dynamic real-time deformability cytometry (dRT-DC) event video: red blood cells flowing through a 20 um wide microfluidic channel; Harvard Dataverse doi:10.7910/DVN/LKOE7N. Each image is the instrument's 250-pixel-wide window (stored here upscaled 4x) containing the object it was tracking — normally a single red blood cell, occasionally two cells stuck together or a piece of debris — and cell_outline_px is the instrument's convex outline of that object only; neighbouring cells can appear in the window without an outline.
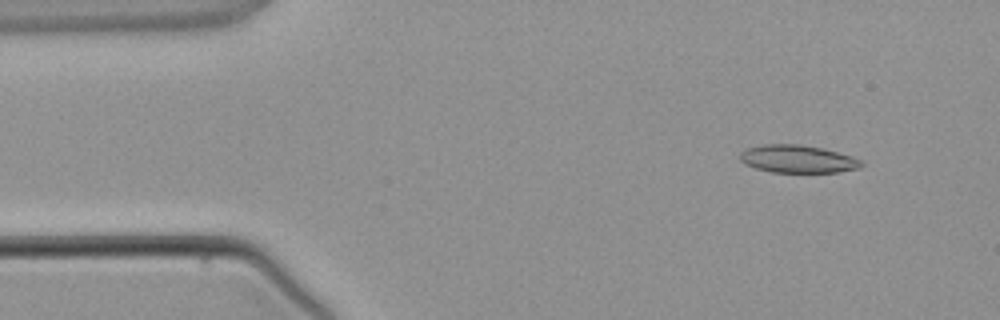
{"species": "common noctule bat (a hibernating species)", "species_latin": "Nyctalus noctula", "temperature_condition": "warm", "stored_images_in_passage": 3, "camera_frame_rate_fps": 3000, "um_per_image_px": 0.085, "animal": {"sex": "male", "body_mass_g": 21.5, "forearm_length_mm": 52.0}, "frame": {"image": 1, "passage_image": 1, "time_ms": 0.0, "image_size_px": [1000, 320], "cell_outline_px": [[864, 164], [860, 168], [840, 172], [772, 172], [756, 168], [744, 164], [740, 160], [740, 152], [744, 148], [760, 144], [800, 144], [824, 148], [852, 156], [864, 160]], "centroid_in_image_um": [67.81, 13.5], "position_along_channel_um": 17.2, "area_um2": 20.0}}